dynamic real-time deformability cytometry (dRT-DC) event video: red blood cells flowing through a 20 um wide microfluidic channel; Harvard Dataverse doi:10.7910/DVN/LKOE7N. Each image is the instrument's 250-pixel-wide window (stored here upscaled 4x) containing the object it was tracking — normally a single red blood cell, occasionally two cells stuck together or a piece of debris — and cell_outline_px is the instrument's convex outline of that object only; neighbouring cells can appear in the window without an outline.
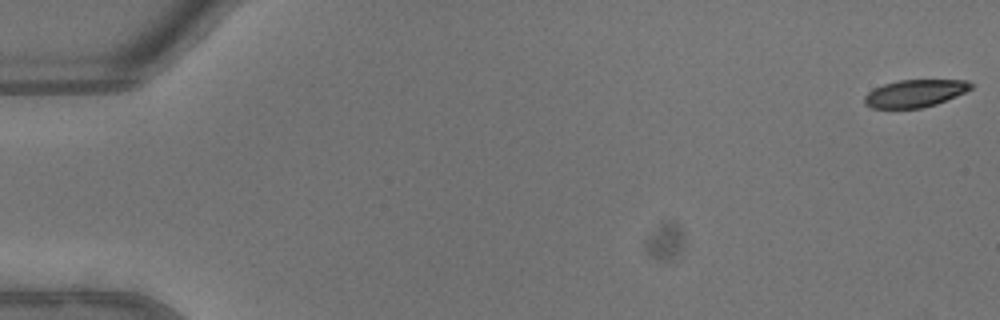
{"species": "common noctule bat (a hibernating species)", "species_latin": "Nyctalus noctula", "temperature_condition": "warm", "stored_images_in_passage": 21, "camera_frame_rate_fps": 3000, "um_per_image_px": 0.085, "animal": {"sex": "male", "body_mass_g": 13.3}, "frame": {"image": 1, "passage_image": 1, "time_ms": 0.0, "image_size_px": [1000, 320], "cell_outline_px": [[972, 88], [956, 96], [936, 104], [920, 108], [872, 108], [864, 104], [864, 96], [868, 92], [884, 84], [900, 80], [968, 80], [972, 84]], "centroid_in_image_um": [77.76, 7.93], "position_along_channel_um": 7.2, "area_um2": 16.88}}
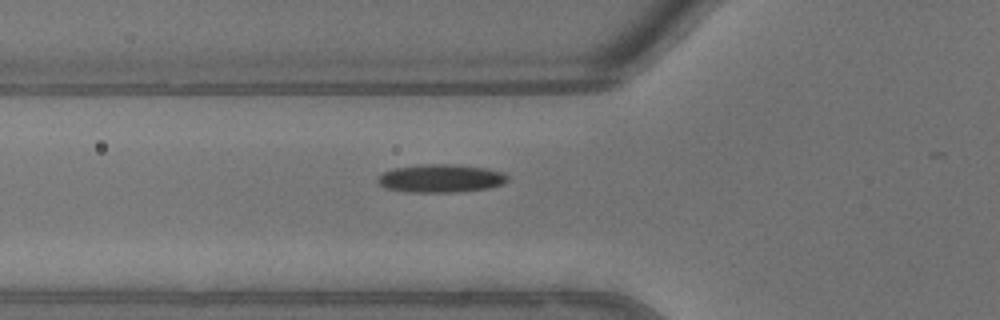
{"frame": {"image": 2, "passage_image": 17, "time_ms": 5.333, "image_size_px": [1000, 320], "cell_outline_px": [[508, 180], [504, 184], [488, 188], [460, 192], [404, 192], [384, 188], [376, 180], [384, 172], [396, 168], [424, 164], [448, 164], [484, 168], [504, 172], [508, 176]], "centroid_in_image_um": [37.48, 15.18], "position_along_channel_um": 88.3, "area_um2": 21.27}}
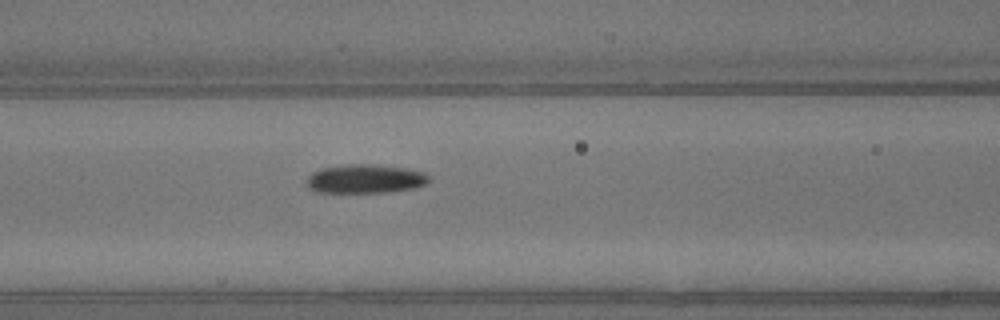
{"frame": {"image": 3, "passage_image": 20, "time_ms": 6.333, "image_size_px": [1000, 320], "cell_outline_px": [[428, 180], [424, 184], [412, 188], [388, 192], [316, 192], [308, 188], [308, 176], [312, 172], [320, 168], [348, 164], [372, 164], [404, 168], [424, 172], [428, 176]], "centroid_in_image_um": [31.0, 15.19], "position_along_channel_um": 135.6, "area_um2": 20.35}}